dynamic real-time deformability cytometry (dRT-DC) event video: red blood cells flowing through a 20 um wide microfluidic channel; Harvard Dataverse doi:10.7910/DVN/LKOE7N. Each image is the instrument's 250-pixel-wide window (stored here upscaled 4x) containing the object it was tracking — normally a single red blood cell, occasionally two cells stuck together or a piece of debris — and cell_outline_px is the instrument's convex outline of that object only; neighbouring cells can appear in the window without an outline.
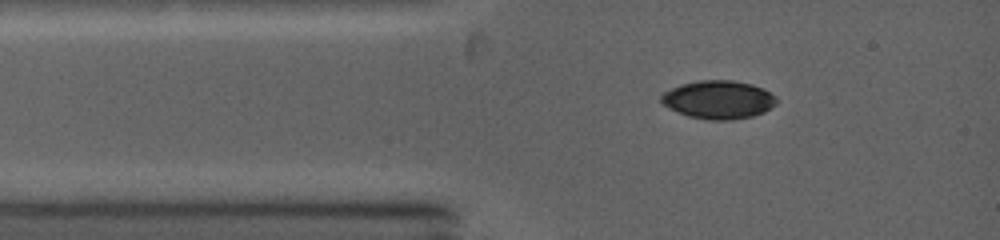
{"species": "common noctule bat (a hibernating species)", "species_latin": "Nyctalus noctula", "temperature_condition": "warm", "stored_images_in_passage": 4, "camera_frame_rate_fps": 5000, "um_per_image_px": 0.085, "animal": {"sex": "female", "body_mass_g": 19.0, "forearm_length_mm": 53.3}, "frame": {"image": 1, "passage_image": 1, "time_ms": 0.0, "image_size_px": [1000, 240], "cell_outline_px": [[776, 104], [764, 112], [752, 116], [732, 120], [708, 120], [688, 116], [660, 104], [660, 96], [664, 92], [680, 84], [700, 80], [732, 80], [752, 84], [764, 88], [776, 96]], "centroid_in_image_um": [61.06, 8.47], "position_along_channel_um": 23.9, "area_um2": 25.89}}
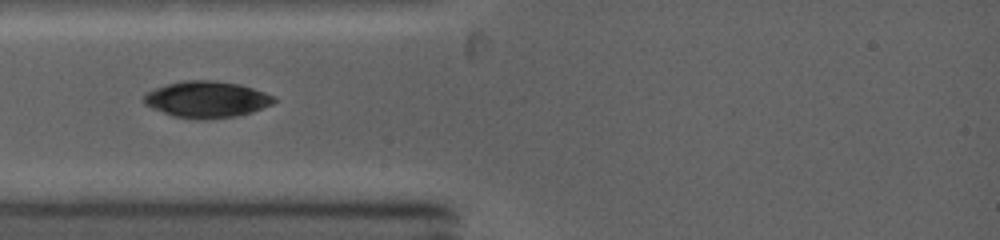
{"frame": {"image": 2, "passage_image": 3, "time_ms": 1.4, "image_size_px": [1000, 240], "cell_outline_px": [[276, 100], [272, 104], [252, 112], [236, 116], [196, 120], [176, 116], [152, 108], [144, 104], [144, 96], [148, 92], [156, 88], [168, 84], [184, 80], [212, 80], [240, 84], [276, 96]], "centroid_in_image_um": [17.6, 8.45], "position_along_channel_um": 67.4, "area_um2": 27.4}}